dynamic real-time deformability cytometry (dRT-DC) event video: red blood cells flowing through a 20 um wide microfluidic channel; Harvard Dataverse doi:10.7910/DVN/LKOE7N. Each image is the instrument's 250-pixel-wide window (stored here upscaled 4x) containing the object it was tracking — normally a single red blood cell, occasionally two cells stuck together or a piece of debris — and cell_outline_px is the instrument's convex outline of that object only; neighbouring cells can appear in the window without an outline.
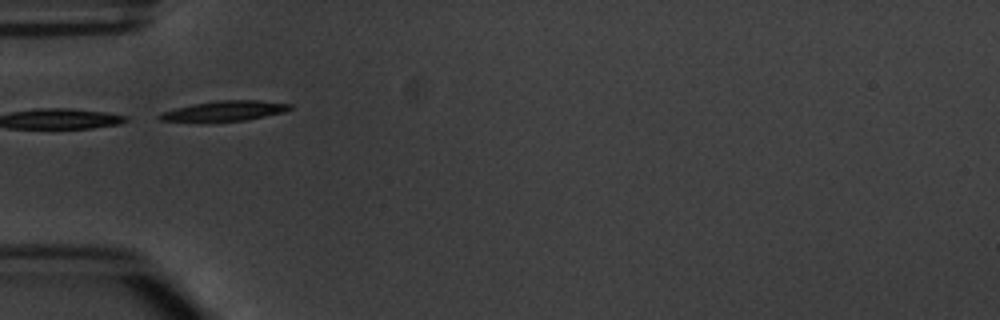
{"species": "common noctule bat (a hibernating species)", "species_latin": "Nyctalus noctula", "temperature_condition": "warm", "stored_images_in_passage": 4, "camera_frame_rate_fps": 3000, "um_per_image_px": 0.085, "animal": {"sex": "male", "body_mass_g": 20.1, "forearm_length_mm": 53.5}, "frame": {"image": 1, "passage_image": 3, "time_ms": 3.333, "image_size_px": [1000, 320], "cell_outline_px": [[292, 108], [284, 112], [244, 120], [208, 124], [200, 124], [160, 120], [156, 116], [164, 112], [176, 108], [192, 104], [216, 100], [260, 100], [292, 104]], "centroid_in_image_um": [19.01, 9.47], "position_along_channel_um": 66.0, "area_um2": 16.01}}